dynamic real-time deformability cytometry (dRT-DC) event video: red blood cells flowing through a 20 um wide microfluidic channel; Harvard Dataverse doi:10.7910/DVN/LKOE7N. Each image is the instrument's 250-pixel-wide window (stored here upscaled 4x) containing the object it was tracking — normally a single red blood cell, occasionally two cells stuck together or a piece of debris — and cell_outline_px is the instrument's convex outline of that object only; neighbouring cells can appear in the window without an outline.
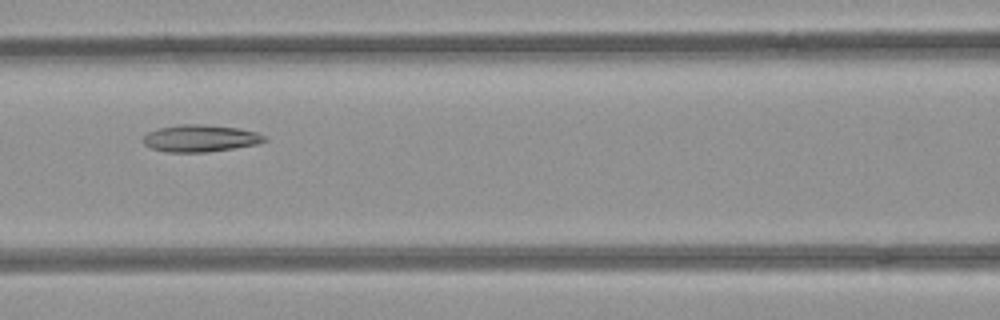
{"species": "common noctule bat (a hibernating species)", "species_latin": "Nyctalus noctula", "temperature_condition": "room temperature", "stored_images_in_passage": 4, "camera_frame_rate_fps": 3000, "um_per_image_px": 0.085, "animal": {"sex": "female", "body_mass_g": 21.9}, "frame": {"image": 1, "passage_image": 4, "time_ms": 1.0, "image_size_px": [1000, 320], "cell_outline_px": [[268, 140], [256, 144], [208, 152], [168, 152], [152, 148], [144, 144], [140, 140], [148, 132], [160, 128], [176, 124], [200, 124], [240, 128], [256, 132], [264, 136]], "centroid_in_image_um": [17.0, 11.75], "position_along_channel_um": 149.6, "area_um2": 19.07}}